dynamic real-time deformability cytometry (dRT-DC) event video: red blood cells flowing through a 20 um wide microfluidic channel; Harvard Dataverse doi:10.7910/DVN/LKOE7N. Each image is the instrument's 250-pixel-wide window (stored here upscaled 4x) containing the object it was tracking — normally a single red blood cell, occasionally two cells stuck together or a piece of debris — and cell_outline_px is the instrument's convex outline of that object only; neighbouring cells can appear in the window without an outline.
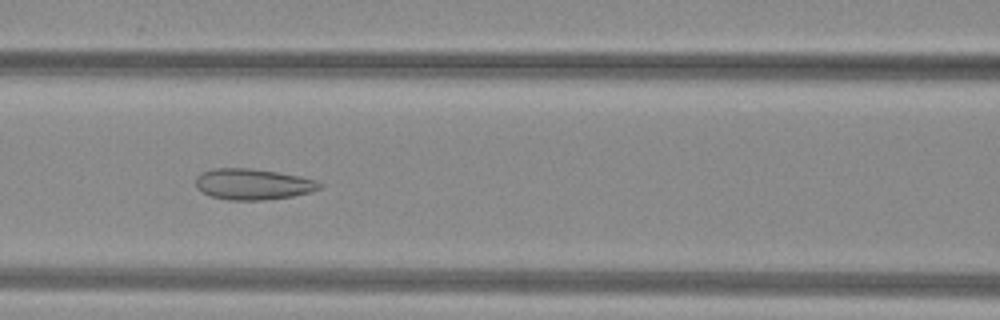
{"species": "common noctule bat (a hibernating species)", "species_latin": "Nyctalus noctula", "temperature_condition": "warm", "stored_images_in_passage": 52, "camera_frame_rate_fps": 3000, "um_per_image_px": 0.085, "animal": {"sex": "female", "body_mass_g": 29.2, "forearm_length_mm": 56.3}, "frame": {"image": 1, "passage_image": 24, "time_ms": 7.667, "image_size_px": [1000, 320], "cell_outline_px": [[324, 184], [320, 188], [308, 192], [292, 196], [264, 200], [228, 200], [212, 196], [200, 192], [196, 188], [196, 176], [200, 172], [212, 168], [248, 168], [276, 172], [300, 176], [316, 180]], "centroid_in_image_um": [21.45, 15.65], "position_along_channel_um": 145.1, "area_um2": 22.43}}
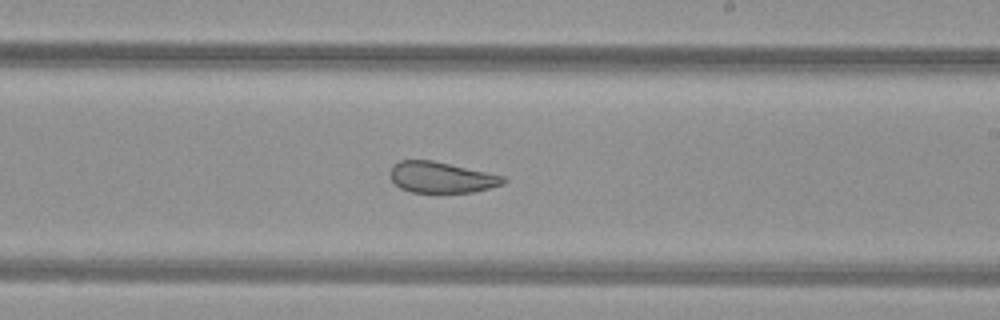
{"frame": {"image": 2, "passage_image": 32, "time_ms": 10.333, "image_size_px": [1000, 320], "cell_outline_px": [[508, 180], [504, 184], [472, 192], [412, 192], [400, 188], [392, 180], [388, 172], [392, 164], [400, 160], [432, 160], [504, 176]], "centroid_in_image_um": [37.48, 15.07], "position_along_channel_um": 251.5, "area_um2": 20.4}}
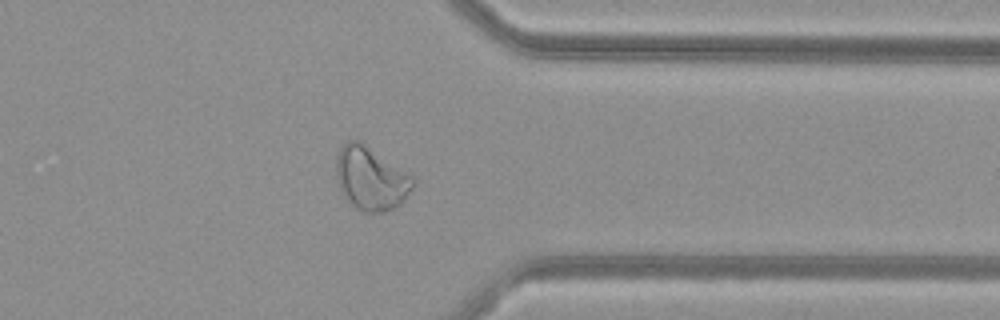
{"frame": {"image": 3, "passage_image": 42, "time_ms": 13.667, "image_size_px": [1000, 320], "cell_outline_px": [[416, 184], [404, 200], [400, 204], [384, 212], [368, 212], [356, 208], [344, 196], [336, 180], [336, 156], [340, 148], [348, 140], [360, 140], [408, 172], [416, 180]], "centroid_in_image_um": [31.53, 15.15], "position_along_channel_um": 379.9, "area_um2": 28.5}, "authors_computed_cell_mechanics": {"area_um2": 28.2931, "velocity_mm_per_s": 4.0052, "shape_relaxation_time_tau1_ms": null, "shape_relaxation_time_tau2_ms": 1.5764, "deformation_change_tau1": null, "deformation_change_tau2": 0.075}}